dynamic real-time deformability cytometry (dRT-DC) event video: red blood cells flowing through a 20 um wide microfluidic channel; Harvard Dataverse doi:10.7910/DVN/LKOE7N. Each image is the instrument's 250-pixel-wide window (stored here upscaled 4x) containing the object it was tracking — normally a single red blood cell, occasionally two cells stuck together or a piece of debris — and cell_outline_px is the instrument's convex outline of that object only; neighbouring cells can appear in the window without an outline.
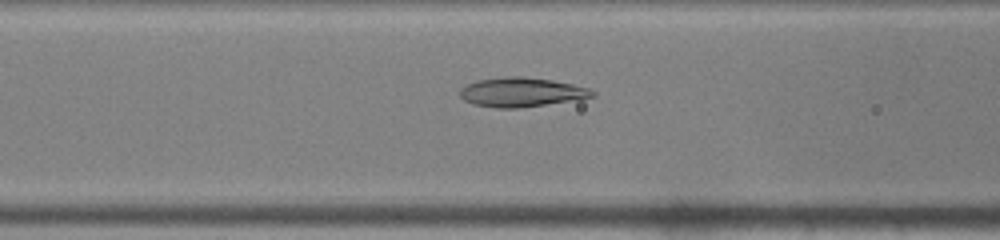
{"species": "common noctule bat (a hibernating species)", "species_latin": "Nyctalus noctula", "temperature_condition": "warm", "stored_images_in_passage": 49, "camera_frame_rate_fps": 3000, "um_per_image_px": 0.085, "animal": {"sex": "male", "body_mass_g": 19.0, "forearm_length_mm": 50.8}, "frame": {"image": 1, "passage_image": 20, "time_ms": 6.333, "image_size_px": [1000, 240], "cell_outline_px": [[596, 96], [580, 100], [520, 108], [496, 108], [472, 104], [464, 100], [460, 96], [460, 88], [476, 80], [504, 76], [524, 76], [552, 80], [572, 84], [588, 88], [596, 92]], "centroid_in_image_um": [44.35, 7.84], "position_along_channel_um": 122.3, "area_um2": 23.0}}
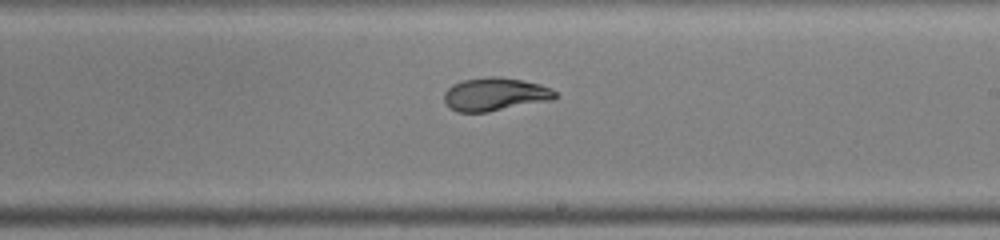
{"frame": {"image": 2, "passage_image": 29, "time_ms": 9.333, "image_size_px": [1000, 240], "cell_outline_px": [[556, 96], [552, 100], [488, 112], [456, 112], [444, 100], [444, 92], [452, 84], [464, 80], [488, 76], [500, 76], [524, 80], [540, 84], [552, 88], [556, 92]], "centroid_in_image_um": [42.1, 8.0], "position_along_channel_um": 246.9, "area_um2": 21.56}}
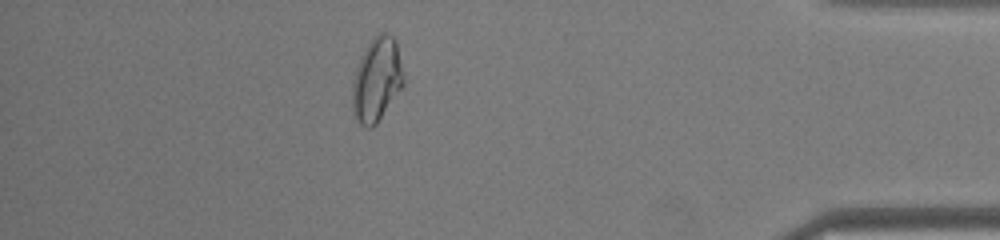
{"frame": {"image": 3, "passage_image": 43, "time_ms": 14.0, "image_size_px": [1000, 240], "cell_outline_px": [[404, 84], [376, 124], [372, 128], [368, 128], [360, 124], [352, 108], [352, 84], [356, 68], [360, 56], [368, 44], [380, 32], [384, 32], [392, 36], [396, 40], [404, 72]], "centroid_in_image_um": [32.03, 6.76], "position_along_channel_um": 403.2, "area_um2": 24.97}, "authors_computed_cell_mechanics": {"area_um2": 23.5246, "velocity_mm_per_s": 4.1842, "shape_relaxation_time_tau1_ms": 5.3014, "shape_relaxation_time_tau2_ms": 0.8365, "deformation_change_tau1": 0.1986, "deformation_change_tau2": 0.037}}